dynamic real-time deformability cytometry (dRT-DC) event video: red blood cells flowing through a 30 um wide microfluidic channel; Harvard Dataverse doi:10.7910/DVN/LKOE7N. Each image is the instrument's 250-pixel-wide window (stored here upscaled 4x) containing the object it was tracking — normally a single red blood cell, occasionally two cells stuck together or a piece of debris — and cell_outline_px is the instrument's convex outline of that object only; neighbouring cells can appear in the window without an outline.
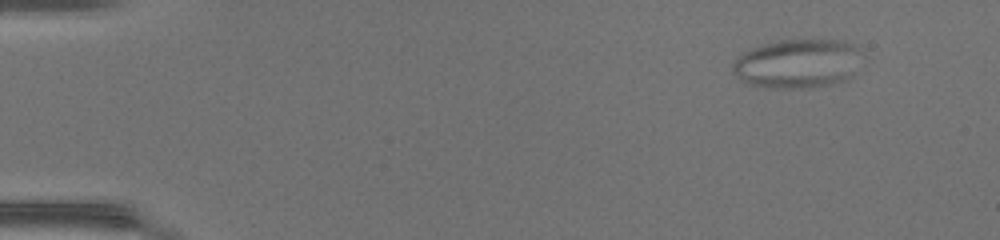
{"species": "common noctule bat (a hibernating species)", "species_latin": "Nyctalus noctula", "temperature_condition": "warm", "stored_images_in_passage": 14, "camera_frame_rate_fps": 3000, "um_per_image_px": 0.085, "animal": {"sex": "female", "body_mass_g": 17.0, "forearm_length_mm": 48.0}, "frame": {"image": 1, "passage_image": 6, "time_ms": 1.667, "image_size_px": [1000, 240], "cell_outline_px": [[856, 52], [852, 76], [844, 80], [828, 84], [808, 88], [776, 88], [748, 84], [736, 76], [732, 72], [732, 64], [744, 52], [752, 48], [764, 44], [780, 40], [844, 40], [852, 44], [856, 48]], "centroid_in_image_um": [67.7, 5.41], "position_along_channel_um": 17.3, "area_um2": 36.07}}